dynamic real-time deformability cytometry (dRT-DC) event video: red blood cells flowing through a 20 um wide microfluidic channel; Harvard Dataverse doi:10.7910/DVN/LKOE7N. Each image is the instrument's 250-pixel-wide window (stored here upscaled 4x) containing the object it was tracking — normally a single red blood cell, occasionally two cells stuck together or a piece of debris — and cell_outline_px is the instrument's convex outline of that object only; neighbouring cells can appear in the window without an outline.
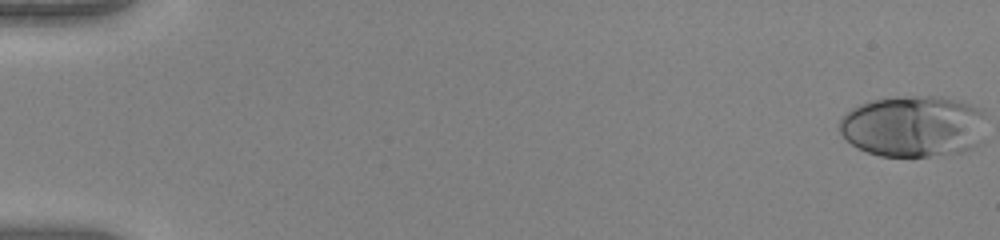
{"species": "human", "species_latin": "Homo sapiens", "temperature_condition": "warm", "stored_images_in_passage": 52, "camera_frame_rate_fps": 3000, "um_per_image_px": 0.085, "donor": {"sex": "female"}, "frame": {"image": 1, "passage_image": 1, "time_ms": 0.0, "image_size_px": [1000, 240], "cell_outline_px": [[984, 140], [980, 144], [972, 148], [960, 152], [928, 156], [880, 156], [856, 148], [840, 132], [840, 120], [852, 108], [860, 104], [872, 100], [912, 96], [940, 96], [956, 100], [984, 108]], "centroid_in_image_um": [77.7, 10.74], "position_along_channel_um": 7.3, "area_um2": 52.83}}
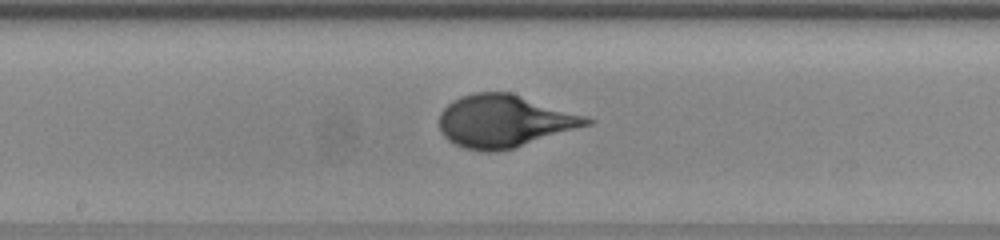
{"frame": {"image": 2, "passage_image": 29, "time_ms": 9.333, "image_size_px": [1000, 240], "cell_outline_px": [[596, 120], [592, 124], [512, 148], [496, 152], [484, 152], [464, 148], [448, 140], [440, 132], [440, 112], [452, 100], [460, 96], [476, 92], [512, 92], [588, 116]], "centroid_in_image_um": [42.88, 10.28], "position_along_channel_um": 205.3, "area_um2": 45.26}}
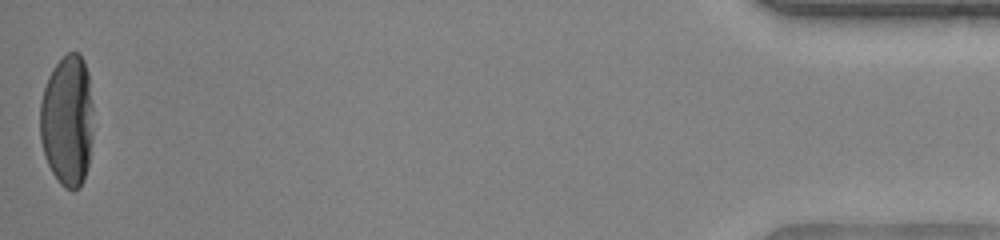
{"frame": {"image": 3, "passage_image": 52, "time_ms": 17.0, "image_size_px": [1000, 240], "cell_outline_px": [[92, 136], [88, 164], [84, 180], [80, 188], [72, 192], [64, 188], [60, 184], [52, 172], [44, 156], [40, 140], [40, 100], [48, 76], [56, 64], [68, 52], [80, 52], [84, 60], [88, 72], [92, 104]], "centroid_in_image_um": [5.72, 10.27], "position_along_channel_um": 429.5, "area_um2": 41.27}}